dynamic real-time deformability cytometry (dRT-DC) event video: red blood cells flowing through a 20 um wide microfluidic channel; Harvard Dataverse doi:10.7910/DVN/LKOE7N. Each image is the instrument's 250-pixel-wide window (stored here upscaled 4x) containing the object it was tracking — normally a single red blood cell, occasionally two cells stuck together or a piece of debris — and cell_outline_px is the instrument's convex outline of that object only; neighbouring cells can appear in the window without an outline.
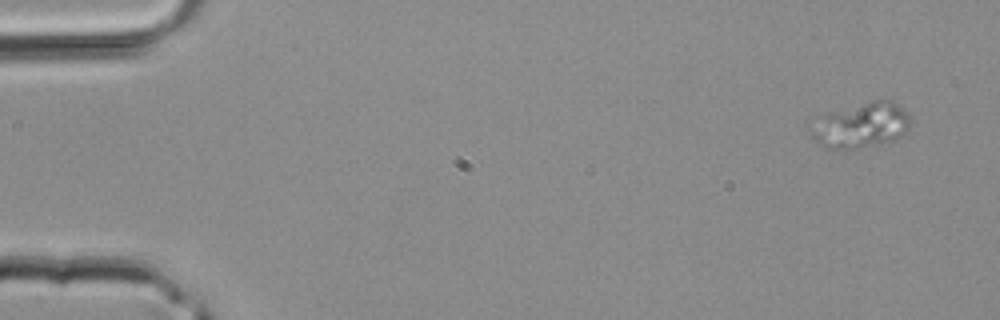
{"species": "common noctule bat (a hibernating species)", "species_latin": "Nyctalus noctula", "temperature_condition": "room temperature", "stored_images_in_passage": 39, "camera_frame_rate_fps": 3000, "um_per_image_px": 0.085, "animal": {"sex": "male", "body_mass_g": 20.4}, "frame": {"image": 1, "passage_image": 1, "time_ms": 0.0, "image_size_px": [1000, 320], "cell_outline_px": [[912, 116], [908, 128], [904, 136], [892, 140], [876, 144], [856, 148], [824, 148], [812, 140], [804, 124], [812, 116], [872, 100], [888, 100], [896, 104], [908, 112]], "centroid_in_image_um": [73.04, 10.63], "position_along_channel_um": 12.0, "area_um2": 27.28}}
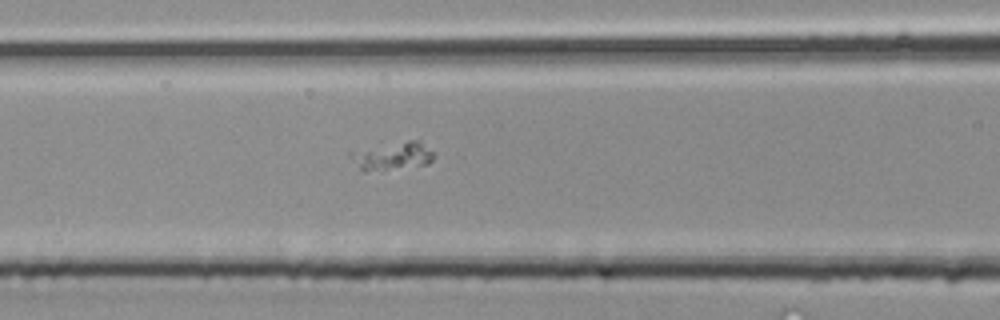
{"frame": {"image": 2, "passage_image": 16, "time_ms": 5.0, "image_size_px": [1000, 320], "cell_outline_px": [[432, 160], [428, 164], [364, 172], [360, 168], [348, 152], [408, 140], [420, 140], [432, 152]], "centroid_in_image_um": [33.38, 13.26], "position_along_channel_um": 133.2, "area_um2": 13.06}}
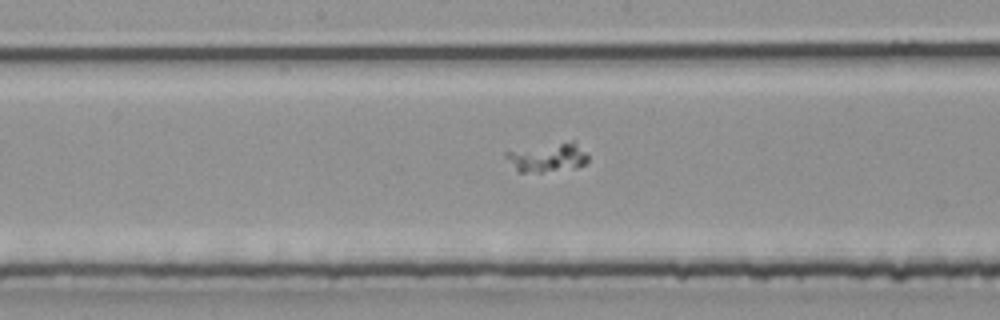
{"frame": {"image": 3, "passage_image": 20, "time_ms": 6.333, "image_size_px": [1000, 320], "cell_outline_px": [[588, 160], [584, 164], [576, 168], [540, 172], [520, 172], [516, 168], [504, 152], [572, 140], [588, 156]], "centroid_in_image_um": [46.61, 13.39], "position_along_channel_um": 201.6, "area_um2": 13.29}}